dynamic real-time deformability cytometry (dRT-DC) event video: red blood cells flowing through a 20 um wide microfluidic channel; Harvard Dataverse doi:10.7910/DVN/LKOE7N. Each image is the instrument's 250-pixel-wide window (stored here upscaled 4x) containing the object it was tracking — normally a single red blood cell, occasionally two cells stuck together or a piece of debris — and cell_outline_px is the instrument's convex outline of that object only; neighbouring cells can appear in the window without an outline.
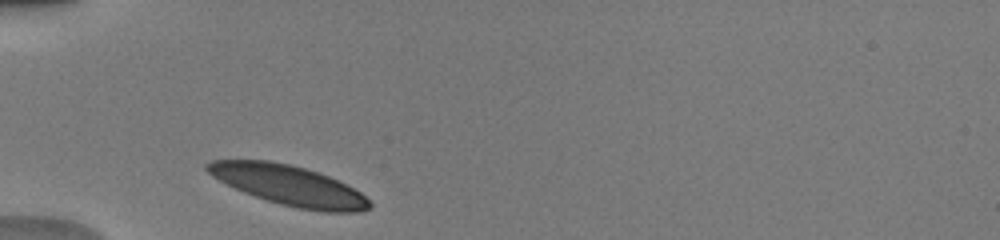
{"species": "human", "species_latin": "Homo sapiens", "temperature_condition": "warm", "stored_images_in_passage": 25, "camera_frame_rate_fps": 3000, "um_per_image_px": 0.085, "donor": {"sex": "male"}, "frame": {"image": 1, "passage_image": 1, "time_ms": 0.0, "image_size_px": [1000, 240], "cell_outline_px": [[372, 208], [360, 212], [324, 212], [296, 208], [280, 204], [244, 192], [212, 176], [204, 168], [204, 164], [212, 160], [268, 160], [288, 164], [304, 168], [328, 176], [360, 192], [372, 204]], "centroid_in_image_um": [24.55, 15.76], "position_along_channel_um": 60.4, "area_um2": 37.4}}
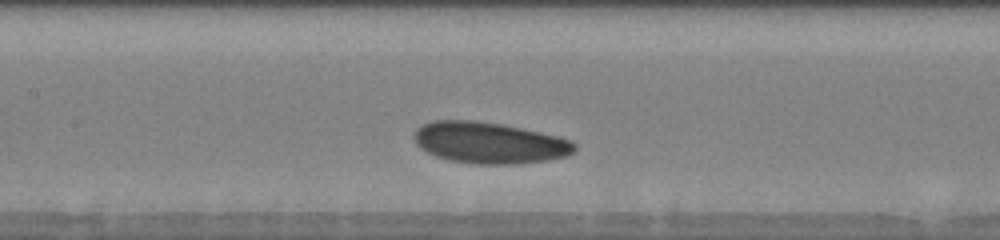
{"frame": {"image": 2, "passage_image": 9, "time_ms": 3.0, "image_size_px": [1000, 240], "cell_outline_px": [[576, 152], [568, 156], [548, 160], [520, 164], [472, 164], [452, 160], [436, 156], [420, 148], [416, 144], [416, 128], [432, 120], [476, 120], [500, 124], [520, 128], [556, 136], [568, 140], [576, 144]], "centroid_in_image_um": [41.61, 12.14], "position_along_channel_um": 165.8, "area_um2": 38.49}}
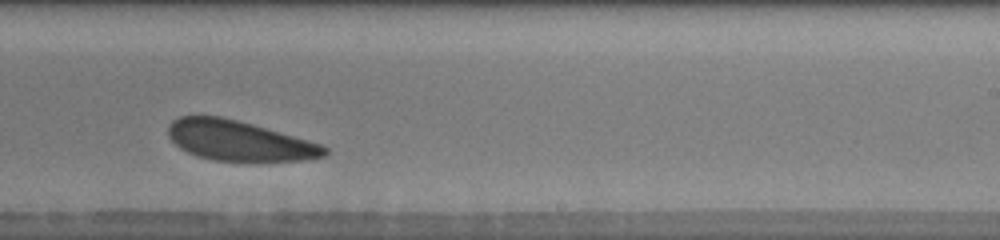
{"frame": {"image": 3, "passage_image": 17, "time_ms": 5.667, "image_size_px": [1000, 240], "cell_outline_px": [[328, 156], [304, 160], [260, 164], [256, 164], [212, 160], [196, 156], [180, 148], [168, 136], [168, 124], [172, 120], [180, 116], [220, 116], [252, 124], [308, 140], [320, 144], [328, 148]], "centroid_in_image_um": [20.36, 12.02], "position_along_channel_um": 268.6, "area_um2": 37.51}, "authors_computed_cell_mechanics": {"area_um2": 38.0324, "velocity_mm_per_s": 3.8657, "shape_relaxation_time_tau1_ms": 0.9928, "shape_relaxation_time_tau2_ms": null, "deformation_change_tau1": 0.0603, "deformation_change_tau2": null}}